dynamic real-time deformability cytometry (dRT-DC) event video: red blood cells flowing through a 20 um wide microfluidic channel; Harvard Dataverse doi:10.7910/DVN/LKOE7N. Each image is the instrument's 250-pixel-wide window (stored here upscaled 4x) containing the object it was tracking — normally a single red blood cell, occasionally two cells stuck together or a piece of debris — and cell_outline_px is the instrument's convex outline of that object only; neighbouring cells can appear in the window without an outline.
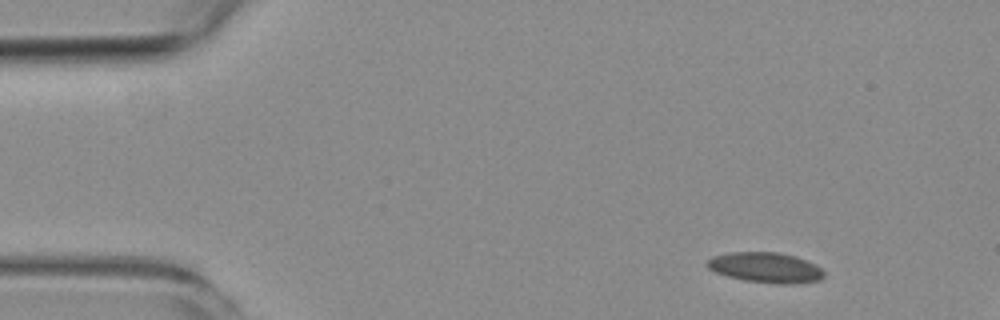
{"species": "common noctule bat (a hibernating species)", "species_latin": "Nyctalus noctula", "temperature_condition": "room temperature", "stored_images_in_passage": 6, "camera_frame_rate_fps": 3000, "um_per_image_px": 0.085, "animal": {"sex": "female", "body_mass_g": 19.3, "forearm_length_mm": 54.1}, "frame": {"image": 1, "passage_image": 1, "time_ms": 0.0, "image_size_px": [1000, 320], "cell_outline_px": [[824, 276], [820, 280], [796, 284], [776, 284], [744, 280], [728, 276], [716, 272], [708, 268], [704, 264], [712, 256], [728, 252], [780, 252], [796, 256], [816, 264], [824, 272]], "centroid_in_image_um": [65.08, 22.74], "position_along_channel_um": 19.9, "area_um2": 20.87}}
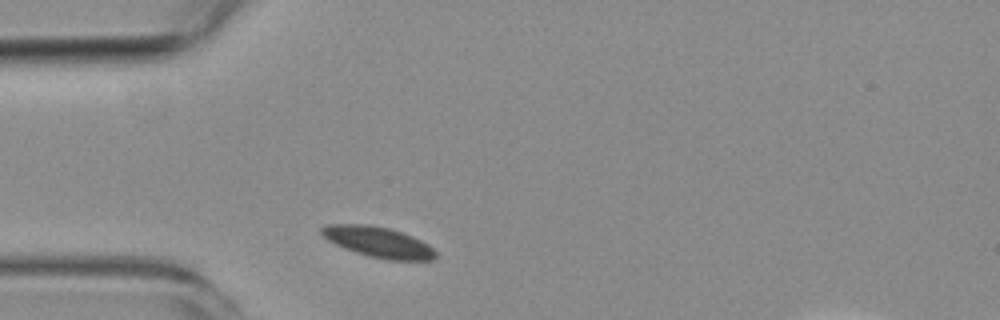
{"frame": {"image": 2, "passage_image": 4, "time_ms": 3.333, "image_size_px": [1000, 320], "cell_outline_px": [[436, 256], [432, 260], [388, 260], [356, 252], [344, 248], [328, 240], [320, 232], [320, 228], [324, 224], [368, 224], [388, 228], [412, 236], [428, 244], [436, 252]], "centroid_in_image_um": [32.13, 20.56], "position_along_channel_um": 52.9, "area_um2": 20.11}}
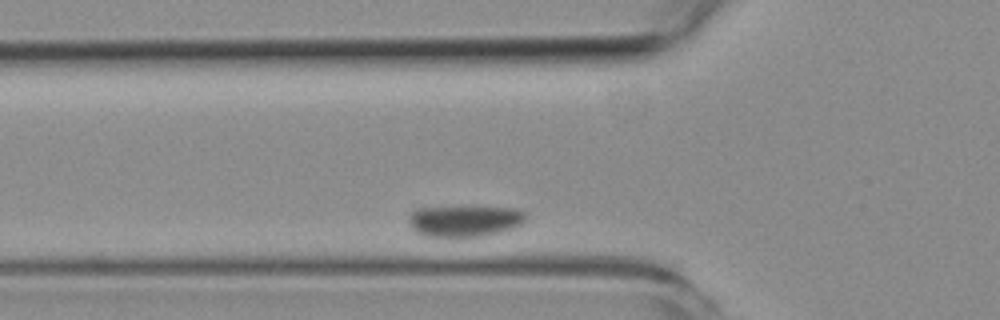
{"frame": {"image": 3, "passage_image": 6, "time_ms": 5.667, "image_size_px": [1000, 320], "cell_outline_px": [[528, 216], [520, 224], [512, 228], [500, 232], [480, 236], [424, 236], [416, 232], [408, 224], [408, 216], [416, 208], [468, 204], [516, 208], [524, 212]], "centroid_in_image_um": [39.47, 18.71], "position_along_channel_um": 86.3, "area_um2": 22.31}}